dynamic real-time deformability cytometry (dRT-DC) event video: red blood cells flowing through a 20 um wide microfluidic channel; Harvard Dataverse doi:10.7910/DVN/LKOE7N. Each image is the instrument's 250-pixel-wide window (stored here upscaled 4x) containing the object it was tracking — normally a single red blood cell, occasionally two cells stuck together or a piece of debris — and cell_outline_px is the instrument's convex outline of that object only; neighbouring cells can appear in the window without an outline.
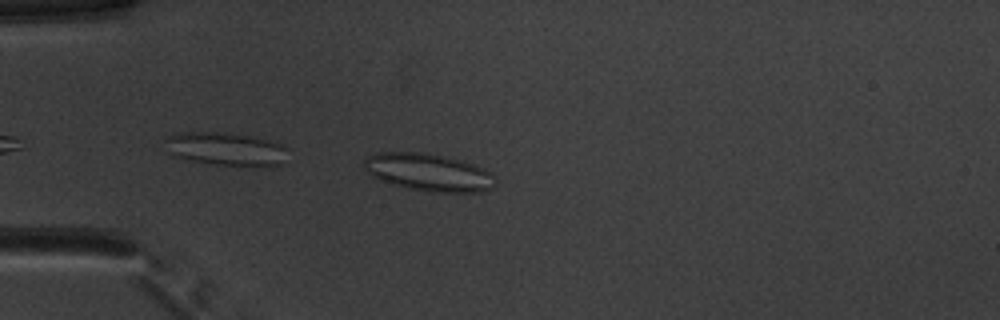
{"species": "common noctule bat (a hibernating species)", "species_latin": "Nyctalus noctula", "temperature_condition": "warm", "stored_images_in_passage": 9, "camera_frame_rate_fps": 3000, "um_per_image_px": 0.085, "animal": {"sex": "male", "body_mass_g": 20.1, "forearm_length_mm": 53.5}, "frame": {"image": 1, "passage_image": 2, "time_ms": 0.333, "image_size_px": [1000, 320], "cell_outline_px": [[496, 184], [492, 188], [484, 192], [432, 192], [408, 188], [392, 184], [372, 176], [360, 164], [364, 156], [376, 152], [420, 152], [460, 160], [476, 164], [492, 172], [496, 180]], "centroid_in_image_um": [36.42, 14.64], "position_along_channel_um": 48.6, "area_um2": 29.07}}